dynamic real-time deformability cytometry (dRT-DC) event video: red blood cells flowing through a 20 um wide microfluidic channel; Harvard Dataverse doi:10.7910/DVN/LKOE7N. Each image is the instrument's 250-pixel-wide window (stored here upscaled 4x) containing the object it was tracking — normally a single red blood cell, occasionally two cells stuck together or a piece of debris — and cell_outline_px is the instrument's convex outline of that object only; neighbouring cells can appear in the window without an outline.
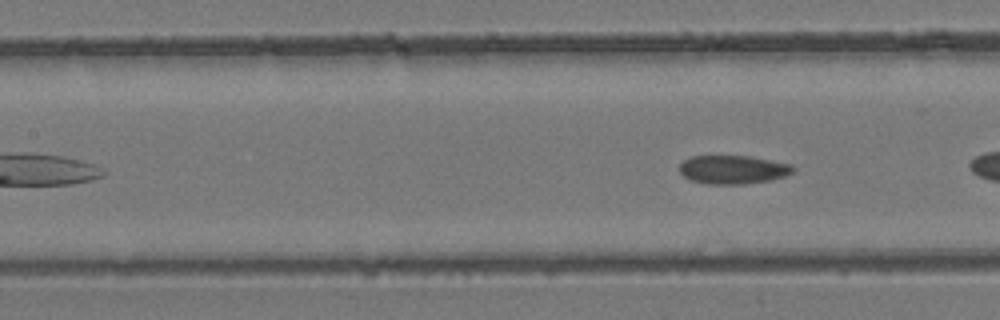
{"species": "common noctule bat (a hibernating species)", "species_latin": "Nyctalus noctula", "temperature_condition": "room temperature", "stored_images_in_passage": 7, "camera_frame_rate_fps": 3000, "um_per_image_px": 0.085, "animal": {"sex": "female", "body_mass_g": 24.6, "forearm_length_mm": 56.2}, "frame": {"image": 1, "passage_image": 7, "time_ms": 2.0, "image_size_px": [1000, 320], "cell_outline_px": [[796, 168], [792, 172], [784, 176], [772, 180], [744, 184], [708, 184], [688, 180], [680, 172], [680, 164], [684, 160], [692, 156], [748, 156], [792, 164]], "centroid_in_image_um": [62.3, 14.42], "position_along_channel_um": 145.1, "area_um2": 18.96}}